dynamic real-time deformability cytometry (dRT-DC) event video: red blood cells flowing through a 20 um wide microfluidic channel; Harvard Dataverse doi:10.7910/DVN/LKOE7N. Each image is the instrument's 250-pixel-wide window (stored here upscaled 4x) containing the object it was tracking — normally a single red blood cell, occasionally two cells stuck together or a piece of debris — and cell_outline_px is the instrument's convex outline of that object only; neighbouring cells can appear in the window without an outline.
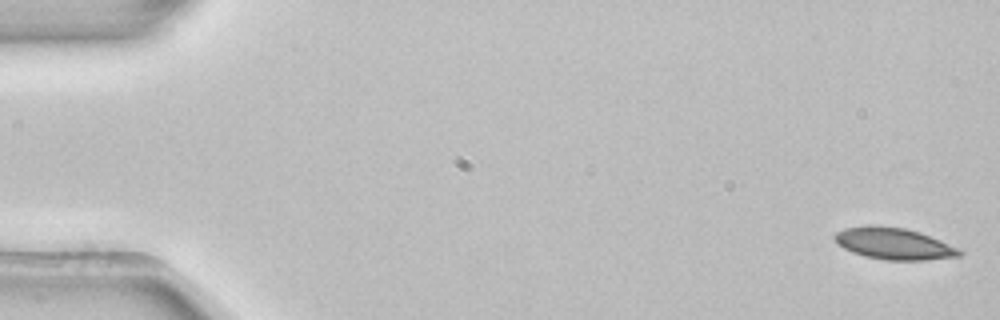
{"species": "common noctule bat (a hibernating species)", "species_latin": "Nyctalus noctula", "temperature_condition": "room temperature", "stored_images_in_passage": 4, "camera_frame_rate_fps": 3000, "um_per_image_px": 0.085, "animal": {"sex": "female", "body_mass_g": 22.7, "forearm_length_mm": 54.2}, "frame": {"image": 1, "passage_image": 1, "time_ms": 0.0, "image_size_px": [1000, 320], "cell_outline_px": [[964, 252], [960, 256], [924, 260], [884, 260], [864, 256], [852, 252], [836, 244], [832, 236], [836, 232], [844, 228], [868, 224], [876, 224], [904, 228], [920, 232], [940, 240]], "centroid_in_image_um": [75.9, 20.69], "position_along_channel_um": 9.1, "area_um2": 23.24}}
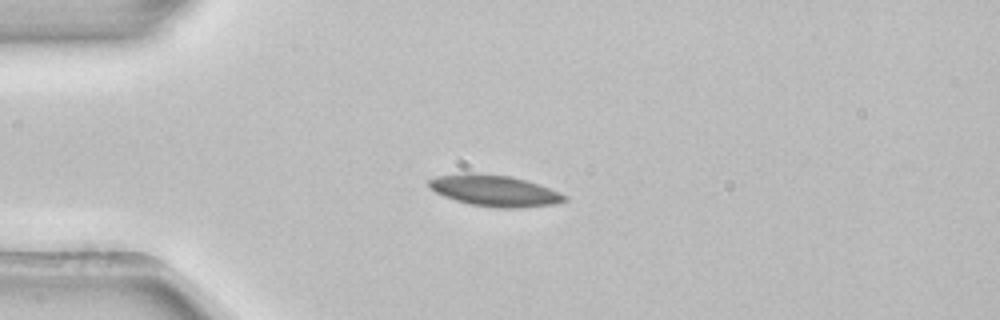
{"frame": {"image": 2, "passage_image": 4, "time_ms": 1.0, "image_size_px": [1000, 320], "cell_outline_px": [[568, 200], [556, 204], [520, 208], [496, 208], [468, 204], [444, 196], [436, 192], [428, 184], [428, 180], [436, 176], [460, 172], [472, 172], [512, 176], [540, 184], [560, 192], [568, 196]], "centroid_in_image_um": [42.06, 16.2], "position_along_channel_um": 42.9, "area_um2": 25.14}}